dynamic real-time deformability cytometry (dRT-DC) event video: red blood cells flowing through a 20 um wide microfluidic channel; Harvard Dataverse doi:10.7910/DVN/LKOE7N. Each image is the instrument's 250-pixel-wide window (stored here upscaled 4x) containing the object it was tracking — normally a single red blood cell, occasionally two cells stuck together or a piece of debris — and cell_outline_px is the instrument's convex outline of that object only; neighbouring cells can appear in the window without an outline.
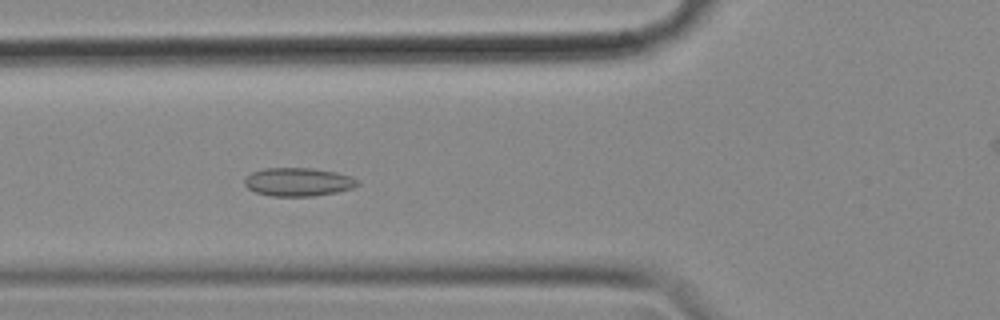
{"species": "common noctule bat (a hibernating species)", "species_latin": "Nyctalus noctula", "temperature_condition": "cold", "stored_images_in_passage": 48, "camera_frame_rate_fps": 3000, "um_per_image_px": 0.085, "animal": {"sex": "female", "body_mass_g": 18.4}, "frame": {"image": 1, "passage_image": 11, "time_ms": 3.333, "image_size_px": [1000, 320], "cell_outline_px": [[360, 184], [352, 188], [336, 192], [312, 196], [272, 196], [256, 192], [248, 188], [244, 184], [244, 180], [252, 172], [264, 168], [312, 168], [336, 172], [352, 176], [360, 180]], "centroid_in_image_um": [25.38, 15.46], "position_along_channel_um": 100.4, "area_um2": 18.73}}
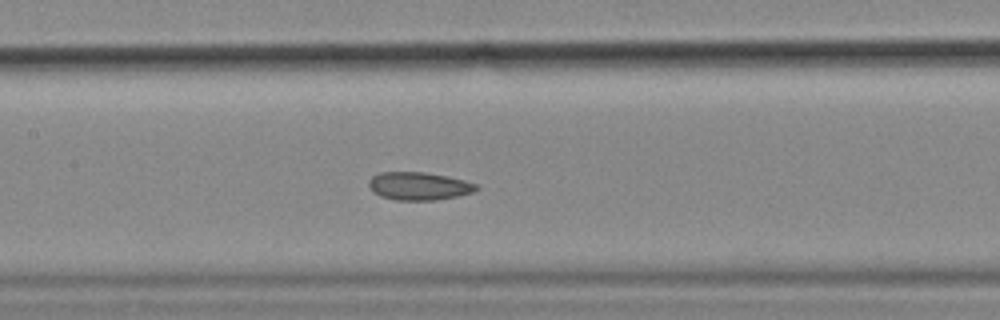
{"frame": {"image": 2, "passage_image": 17, "time_ms": 5.333, "image_size_px": [1000, 320], "cell_outline_px": [[480, 188], [476, 192], [436, 200], [396, 200], [380, 196], [372, 192], [368, 184], [368, 180], [372, 176], [380, 172], [424, 172], [464, 180], [476, 184]], "centroid_in_image_um": [35.59, 15.82], "position_along_channel_um": 171.8, "area_um2": 17.57}}
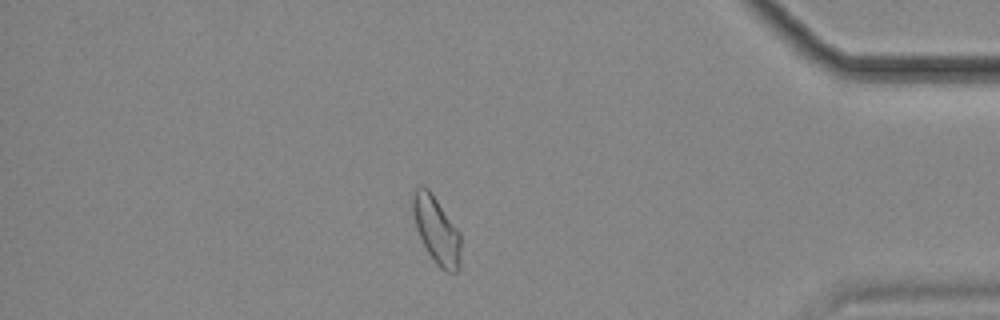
{"frame": {"image": 3, "passage_image": 39, "time_ms": 12.667, "image_size_px": [1000, 320], "cell_outline_px": [[460, 268], [456, 272], [448, 272], [440, 268], [436, 264], [428, 252], [416, 228], [412, 212], [412, 192], [416, 188], [428, 188], [432, 192], [460, 232]], "centroid_in_image_um": [37.1, 19.56], "position_along_channel_um": 398.1, "area_um2": 18.73}, "authors_computed_cell_mechanics": {"area_um2": 18.0914, "velocity_mm_per_s": 3.5583, "shape_relaxation_time_tau1_ms": null, "shape_relaxation_time_tau2_ms": 3.2171, "deformation_change_tau1": null, "deformation_change_tau2": 0.067}}